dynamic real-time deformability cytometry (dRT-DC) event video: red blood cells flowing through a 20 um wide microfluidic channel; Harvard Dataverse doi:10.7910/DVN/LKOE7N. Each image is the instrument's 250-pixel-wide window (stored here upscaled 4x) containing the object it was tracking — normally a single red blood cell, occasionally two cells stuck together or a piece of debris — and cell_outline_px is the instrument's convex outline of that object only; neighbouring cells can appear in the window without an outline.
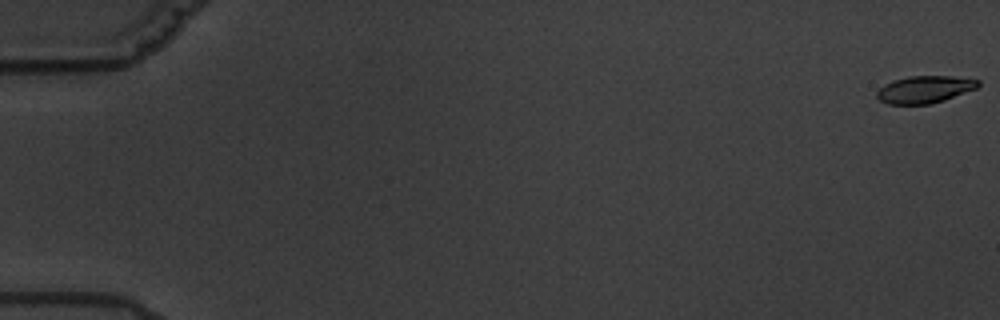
{"species": "common noctule bat (a hibernating species)", "species_latin": "Nyctalus noctula", "temperature_condition": "warm", "stored_images_in_passage": 10, "camera_frame_rate_fps": 3000, "um_per_image_px": 0.085, "animal": {"sex": "male", "body_mass_g": 19.5, "forearm_length_mm": 54.6}, "frame": {"image": 1, "passage_image": 1, "time_ms": 0.0, "image_size_px": [1000, 320], "cell_outline_px": [[980, 84], [976, 88], [944, 100], [928, 104], [888, 104], [880, 100], [876, 96], [876, 92], [884, 84], [892, 80], [908, 76], [952, 76], [980, 80]], "centroid_in_image_um": [78.57, 7.59], "position_along_channel_um": 6.4, "area_um2": 16.01}}
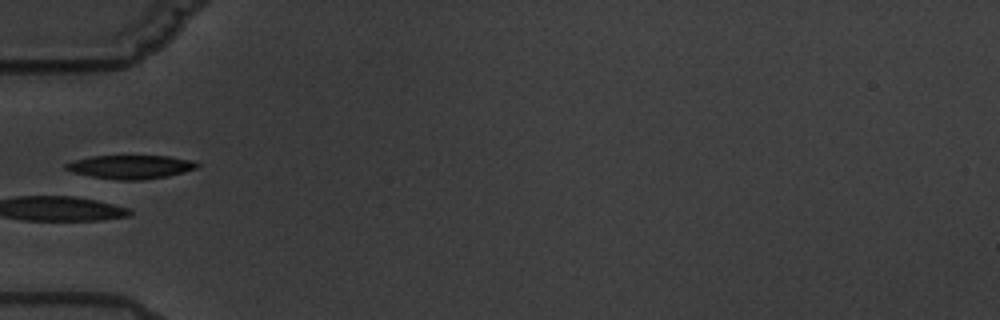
{"frame": {"image": 2, "passage_image": 6, "time_ms": 7.0, "image_size_px": [1000, 320], "cell_outline_px": [[200, 168], [168, 176], [140, 180], [120, 180], [92, 176], [72, 172], [64, 168], [64, 164], [72, 160], [92, 156], [168, 156], [192, 160], [200, 164]], "centroid_in_image_um": [11.12, 14.18], "position_along_channel_um": 73.9, "area_um2": 18.15}}